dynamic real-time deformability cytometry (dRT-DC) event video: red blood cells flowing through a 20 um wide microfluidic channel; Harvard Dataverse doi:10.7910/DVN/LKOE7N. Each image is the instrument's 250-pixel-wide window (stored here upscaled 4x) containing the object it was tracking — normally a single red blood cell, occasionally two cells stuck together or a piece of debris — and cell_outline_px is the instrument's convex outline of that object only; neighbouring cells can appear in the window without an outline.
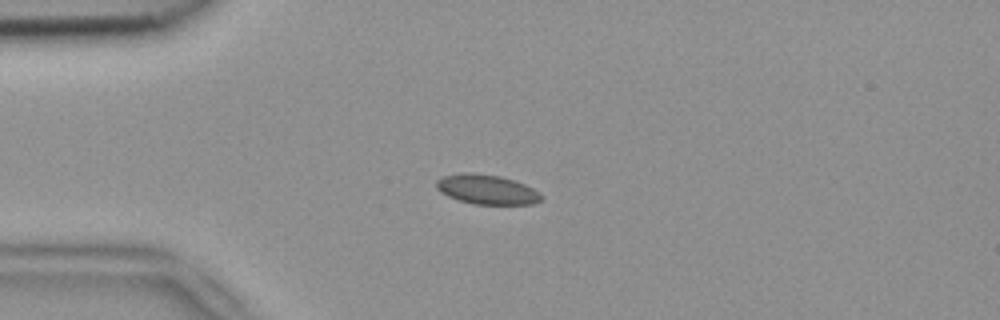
{"species": "common noctule bat (a hibernating species)", "species_latin": "Nyctalus noctula", "temperature_condition": "room temperature", "stored_images_in_passage": 3, "camera_frame_rate_fps": 3000, "um_per_image_px": 0.085, "animal": {"sex": "female", "body_mass_g": 18.4}, "frame": {"image": 1, "passage_image": 3, "time_ms": 0.667, "image_size_px": [1000, 320], "cell_outline_px": [[544, 196], [540, 200], [532, 204], [472, 204], [448, 196], [440, 192], [436, 188], [436, 180], [444, 176], [460, 172], [472, 172], [500, 176], [524, 184], [540, 192]], "centroid_in_image_um": [41.36, 16.09], "position_along_channel_um": 43.6, "area_um2": 18.15}}